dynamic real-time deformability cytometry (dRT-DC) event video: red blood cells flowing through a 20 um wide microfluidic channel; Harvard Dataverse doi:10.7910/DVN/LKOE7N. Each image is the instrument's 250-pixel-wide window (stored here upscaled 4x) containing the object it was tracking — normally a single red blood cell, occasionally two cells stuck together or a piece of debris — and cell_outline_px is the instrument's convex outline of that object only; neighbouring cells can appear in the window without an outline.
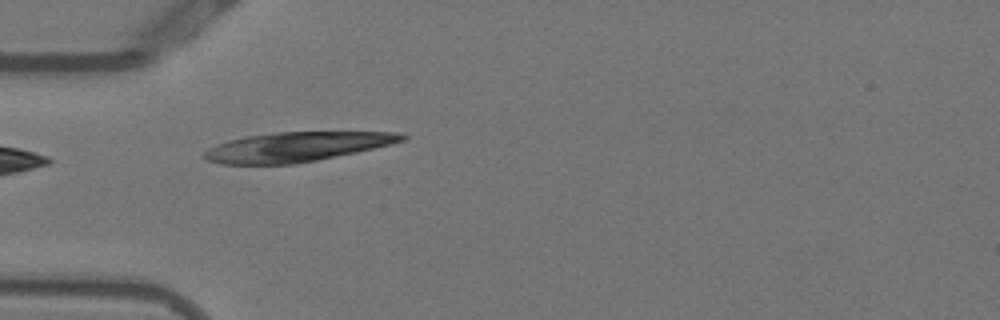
{"species": "Egyptian fruit bat (a non-hibernating species)", "species_latin": "Rousettus aegyptiacus", "temperature_condition": "warm", "stored_images_in_passage": 4, "camera_frame_rate_fps": 3000, "um_per_image_px": 0.085, "animal": {"sex": "female"}, "frame": {"image": 1, "passage_image": 1, "time_ms": 0.0, "image_size_px": [1000, 320], "cell_outline_px": [[408, 136], [404, 140], [392, 144], [356, 152], [316, 160], [292, 164], [220, 164], [208, 160], [204, 156], [204, 152], [208, 148], [216, 144], [228, 140], [248, 136], [272, 132], [400, 132]], "centroid_in_image_um": [25.21, 12.47], "position_along_channel_um": 59.8, "area_um2": 33.81}}